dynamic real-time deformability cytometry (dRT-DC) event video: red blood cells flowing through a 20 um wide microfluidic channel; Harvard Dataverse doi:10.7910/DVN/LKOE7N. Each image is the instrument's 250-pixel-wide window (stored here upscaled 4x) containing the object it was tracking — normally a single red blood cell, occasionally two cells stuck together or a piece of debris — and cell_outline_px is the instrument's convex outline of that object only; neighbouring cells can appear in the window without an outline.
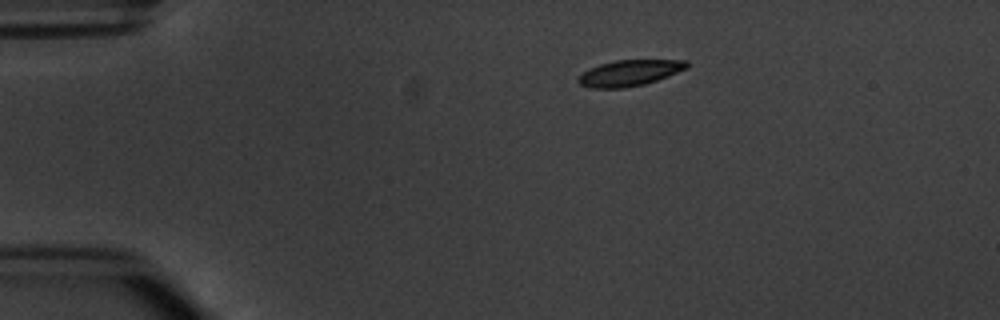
{"species": "common noctule bat (a hibernating species)", "species_latin": "Nyctalus noctula", "temperature_condition": "warm", "stored_images_in_passage": 6, "camera_frame_rate_fps": 3000, "um_per_image_px": 0.085, "animal": {"sex": "male", "body_mass_g": 20.1, "forearm_length_mm": 53.5}, "frame": {"image": 1, "passage_image": 2, "time_ms": 1.333, "image_size_px": [1000, 320], "cell_outline_px": [[688, 68], [668, 76], [644, 84], [624, 88], [588, 88], [580, 84], [576, 80], [588, 68], [600, 64], [616, 60], [688, 60]], "centroid_in_image_um": [53.5, 6.2], "position_along_channel_um": 31.5, "area_um2": 16.42}}
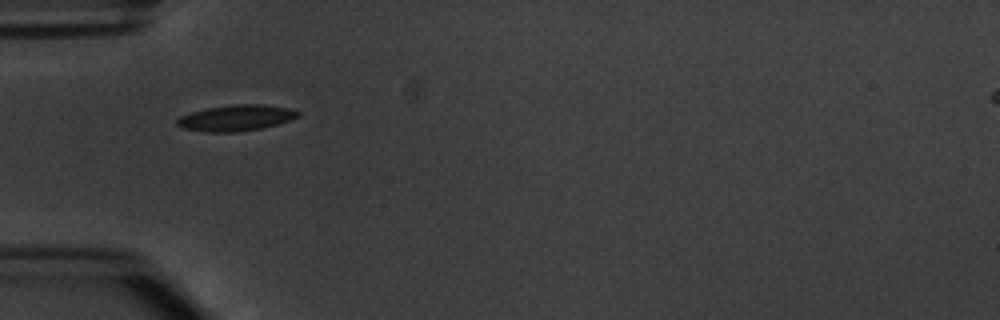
{"frame": {"image": 2, "passage_image": 4, "time_ms": 3.667, "image_size_px": [1000, 320], "cell_outline_px": [[300, 116], [276, 124], [260, 128], [236, 132], [204, 132], [180, 128], [176, 124], [176, 120], [180, 116], [192, 112], [208, 108], [236, 104], [260, 104], [288, 108], [300, 112]], "centroid_in_image_um": [20.01, 10.03], "position_along_channel_um": 65.0, "area_um2": 18.15}}